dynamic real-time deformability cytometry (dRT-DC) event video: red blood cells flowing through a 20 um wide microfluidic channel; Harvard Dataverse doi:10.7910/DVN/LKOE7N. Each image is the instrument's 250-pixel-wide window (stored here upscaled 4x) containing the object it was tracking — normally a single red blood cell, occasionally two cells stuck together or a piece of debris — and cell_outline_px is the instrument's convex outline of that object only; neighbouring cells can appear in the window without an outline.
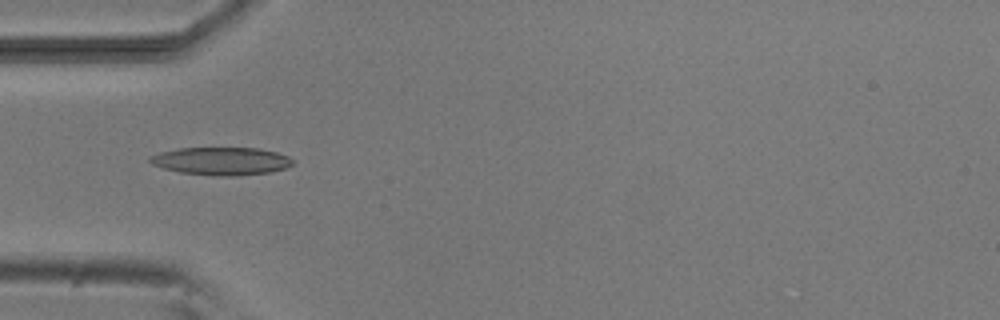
{"species": "common noctule bat (a hibernating species)", "species_latin": "Nyctalus noctula", "temperature_condition": "room temperature", "stored_images_in_passage": 5, "camera_frame_rate_fps": 3000, "um_per_image_px": 0.085, "animal": {"sex": "male", "body_mass_g": 20.5, "forearm_length_mm": 52.5}, "frame": {"image": 1, "passage_image": 2, "time_ms": 1.333, "image_size_px": [1000, 320], "cell_outline_px": [[292, 164], [288, 168], [272, 172], [232, 176], [212, 176], [180, 172], [164, 168], [152, 164], [148, 160], [148, 156], [160, 152], [180, 148], [260, 148], [276, 152], [288, 156], [292, 160]], "centroid_in_image_um": [18.81, 13.69], "position_along_channel_um": 66.2, "area_um2": 23.29}}
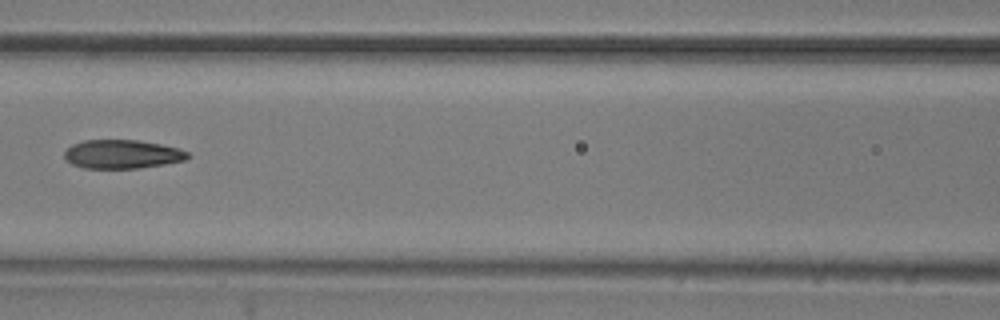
{"frame": {"image": 2, "passage_image": 4, "time_ms": 3.667, "image_size_px": [1000, 320], "cell_outline_px": [[192, 156], [184, 160], [164, 164], [140, 168], [84, 168], [72, 164], [64, 156], [64, 152], [72, 144], [84, 140], [136, 140], [160, 144], [180, 148], [188, 152]], "centroid_in_image_um": [10.41, 13.1], "position_along_channel_um": 156.2, "area_um2": 20.63}}
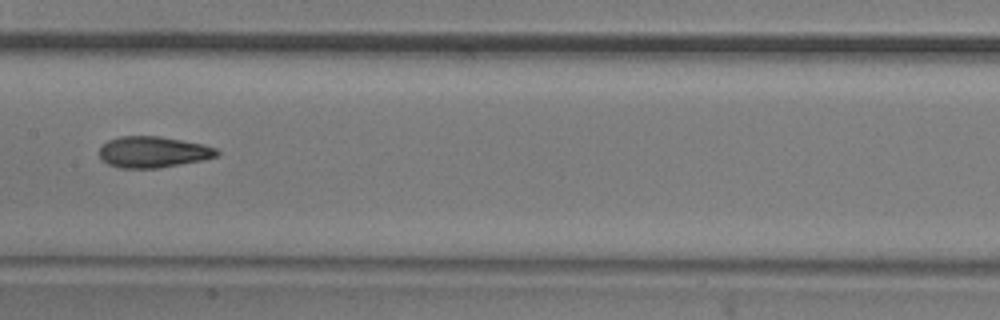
{"frame": {"image": 3, "passage_image": 5, "time_ms": 4.667, "image_size_px": [1000, 320], "cell_outline_px": [[220, 152], [216, 156], [204, 160], [160, 168], [120, 168], [108, 164], [100, 156], [100, 148], [108, 140], [120, 136], [160, 136], [204, 144], [216, 148]], "centroid_in_image_um": [13.04, 12.92], "position_along_channel_um": 194.4, "area_um2": 21.39}}